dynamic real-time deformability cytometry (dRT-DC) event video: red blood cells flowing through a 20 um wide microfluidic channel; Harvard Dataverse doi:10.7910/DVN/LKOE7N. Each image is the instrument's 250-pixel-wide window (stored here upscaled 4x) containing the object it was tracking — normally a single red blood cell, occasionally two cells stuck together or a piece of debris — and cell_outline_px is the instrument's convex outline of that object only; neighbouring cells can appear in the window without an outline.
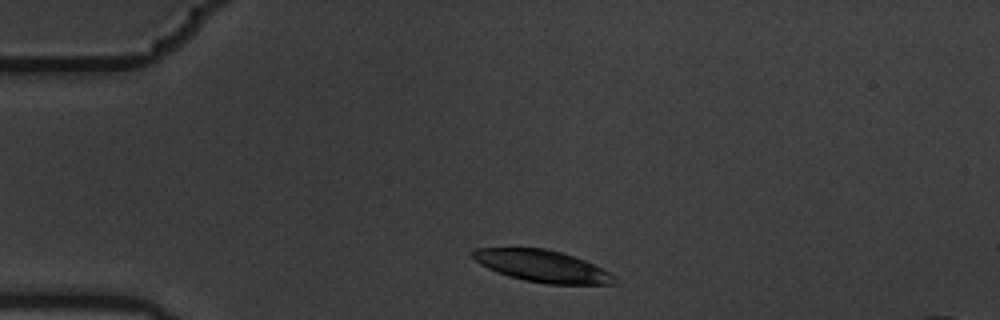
{"species": "common noctule bat (a hibernating species)", "species_latin": "Nyctalus noctula", "temperature_condition": "warm", "stored_images_in_passage": 2, "camera_frame_rate_fps": 3000, "um_per_image_px": 0.085, "animal": {"sex": "male", "body_mass_g": 19.5, "forearm_length_mm": 54.6}, "frame": {"image": 1, "passage_image": 1, "time_ms": 0.0, "image_size_px": [1000, 320], "cell_outline_px": [[620, 284], [548, 284], [524, 280], [508, 276], [496, 272], [480, 264], [472, 256], [472, 252], [476, 248], [548, 248], [584, 260], [616, 276]], "centroid_in_image_um": [46.11, 22.63], "position_along_channel_um": 38.9, "area_um2": 26.18}}